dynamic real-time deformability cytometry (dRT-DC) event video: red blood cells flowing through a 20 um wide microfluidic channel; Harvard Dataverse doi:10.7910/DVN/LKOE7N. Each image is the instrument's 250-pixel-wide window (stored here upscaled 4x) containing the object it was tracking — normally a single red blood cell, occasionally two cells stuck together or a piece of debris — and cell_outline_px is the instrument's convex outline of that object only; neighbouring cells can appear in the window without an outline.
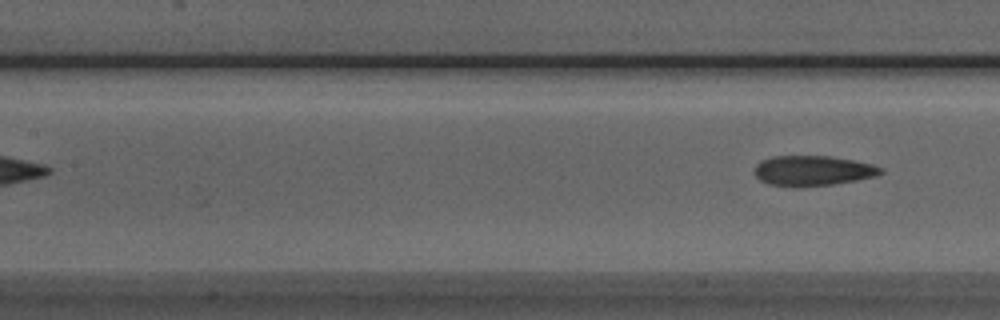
{"species": "Egyptian fruit bat (a non-hibernating species)", "species_latin": "Rousettus aegyptiacus", "temperature_condition": "room temperature", "stored_images_in_passage": 5, "camera_frame_rate_fps": 3000, "um_per_image_px": 0.085, "animal": {"sex": "male"}, "frame": {"image": 1, "passage_image": 5, "time_ms": 5.0, "image_size_px": [1000, 320], "cell_outline_px": [[884, 172], [876, 176], [856, 180], [832, 184], [792, 188], [768, 184], [760, 180], [756, 176], [756, 164], [760, 160], [772, 156], [828, 156], [852, 160], [872, 164], [884, 168]], "centroid_in_image_um": [69.07, 14.52], "position_along_channel_um": 138.3, "area_um2": 22.31}}